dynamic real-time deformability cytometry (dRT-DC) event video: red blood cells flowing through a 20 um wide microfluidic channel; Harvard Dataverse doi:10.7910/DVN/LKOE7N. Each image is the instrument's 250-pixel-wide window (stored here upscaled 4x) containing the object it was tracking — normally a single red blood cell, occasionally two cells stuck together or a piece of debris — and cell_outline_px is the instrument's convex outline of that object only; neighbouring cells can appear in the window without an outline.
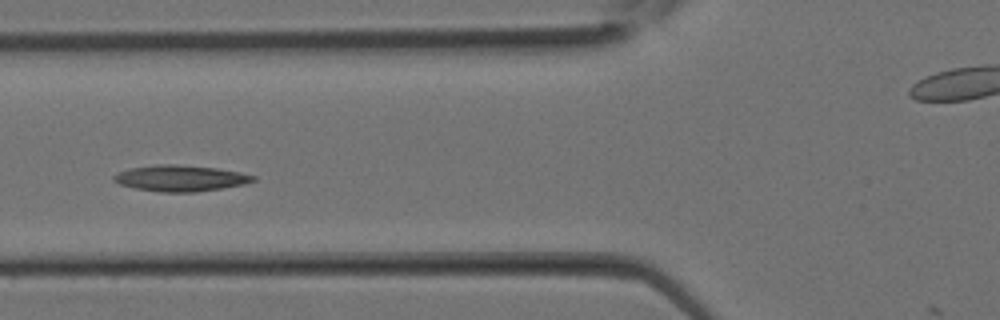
{"species": "Egyptian fruit bat (a non-hibernating species)", "species_latin": "Rousettus aegyptiacus", "temperature_condition": "room temperature", "stored_images_in_passage": 17, "camera_frame_rate_fps": 3000, "um_per_image_px": 0.085, "animal": {"sex": "female"}, "frame": {"image": 1, "passage_image": 12, "time_ms": 3.667, "image_size_px": [1000, 320], "cell_outline_px": [[256, 180], [244, 184], [196, 192], [160, 192], [136, 188], [120, 184], [112, 180], [112, 176], [128, 168], [156, 164], [176, 164], [216, 168], [240, 172], [256, 176]], "centroid_in_image_um": [15.32, 15.14], "position_along_channel_um": 110.5, "area_um2": 21.15}}
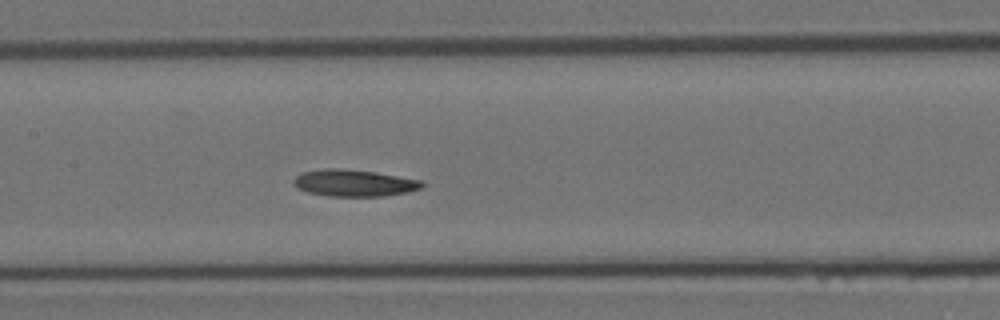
{"frame": {"image": 2, "passage_image": 15, "time_ms": 4.667, "image_size_px": [1000, 320], "cell_outline_px": [[424, 188], [408, 192], [384, 196], [328, 196], [308, 192], [296, 188], [292, 180], [296, 176], [304, 172], [328, 168], [340, 168], [376, 172], [424, 180]], "centroid_in_image_um": [30.15, 15.55], "position_along_channel_um": 177.3, "area_um2": 20.23}}
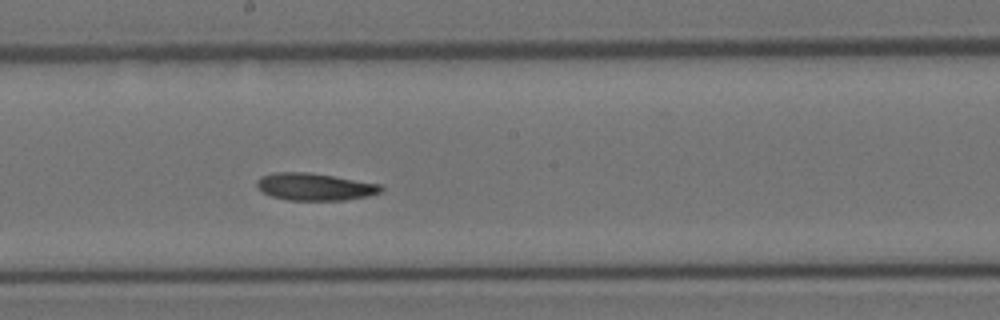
{"frame": {"image": 3, "passage_image": 17, "time_ms": 5.333, "image_size_px": [1000, 320], "cell_outline_px": [[384, 188], [380, 192], [368, 196], [344, 200], [288, 200], [272, 196], [264, 192], [256, 184], [256, 180], [260, 176], [272, 172], [308, 172], [380, 184]], "centroid_in_image_um": [26.73, 15.87], "position_along_channel_um": 221.5, "area_um2": 19.59}}